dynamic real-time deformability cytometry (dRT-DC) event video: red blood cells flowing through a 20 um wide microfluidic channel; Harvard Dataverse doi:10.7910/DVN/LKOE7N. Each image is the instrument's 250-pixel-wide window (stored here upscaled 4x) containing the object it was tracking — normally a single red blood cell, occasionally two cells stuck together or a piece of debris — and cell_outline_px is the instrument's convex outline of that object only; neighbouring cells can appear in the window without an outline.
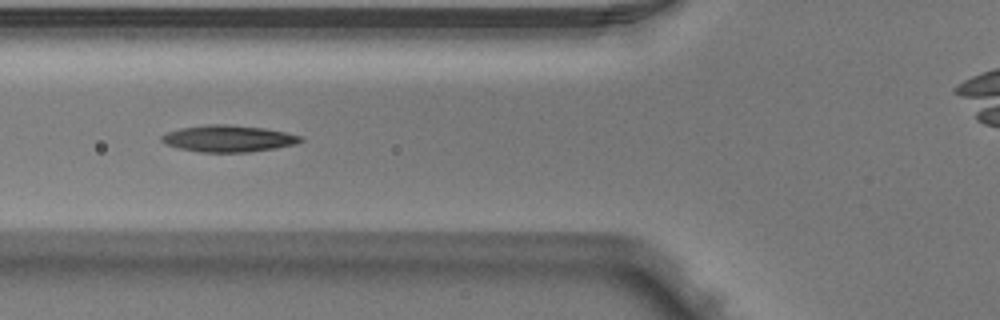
{"species": "Egyptian fruit bat (a non-hibernating species)", "species_latin": "Rousettus aegyptiacus", "temperature_condition": "warm", "stored_images_in_passage": 5, "camera_frame_rate_fps": 3000, "um_per_image_px": 0.085, "animal": {"sex": "male"}, "frame": {"image": 1, "passage_image": 5, "time_ms": 1.333, "image_size_px": [1000, 320], "cell_outline_px": [[304, 140], [296, 144], [276, 148], [248, 152], [200, 152], [180, 148], [168, 144], [160, 140], [160, 136], [168, 132], [180, 128], [204, 124], [228, 124], [264, 128], [284, 132], [300, 136]], "centroid_in_image_um": [19.41, 11.77], "position_along_channel_um": 106.4, "area_um2": 21.5}}